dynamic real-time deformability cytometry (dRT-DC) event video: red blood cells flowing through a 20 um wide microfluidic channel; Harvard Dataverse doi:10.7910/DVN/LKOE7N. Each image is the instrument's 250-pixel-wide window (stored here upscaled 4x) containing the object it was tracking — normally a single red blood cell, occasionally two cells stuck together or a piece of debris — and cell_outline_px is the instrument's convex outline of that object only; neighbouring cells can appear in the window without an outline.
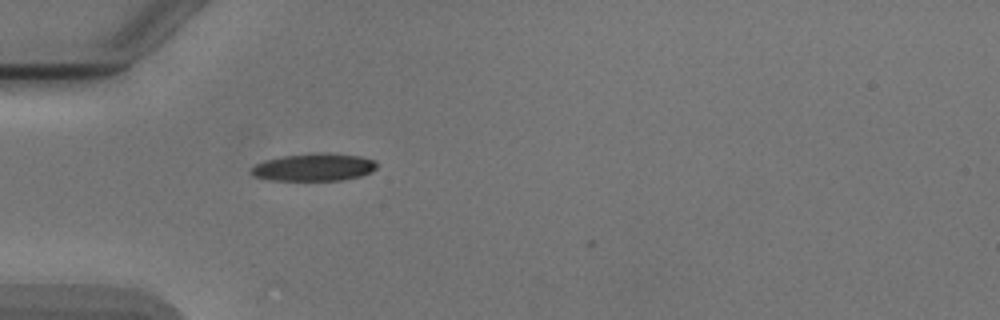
{"species": "Egyptian fruit bat (a non-hibernating species)", "species_latin": "Rousettus aegyptiacus", "temperature_condition": "cold", "stored_images_in_passage": 2, "camera_frame_rate_fps": 3000, "um_per_image_px": 0.085, "animal": {"sex": "male"}, "frame": {"image": 1, "passage_image": 1, "time_ms": 0.0, "image_size_px": [1000, 320], "cell_outline_px": [[376, 168], [372, 172], [360, 176], [344, 180], [268, 180], [252, 176], [252, 168], [256, 164], [264, 160], [284, 156], [312, 152], [328, 152], [360, 156], [376, 160]], "centroid_in_image_um": [26.71, 14.2], "position_along_channel_um": 58.3, "area_um2": 20.4}}